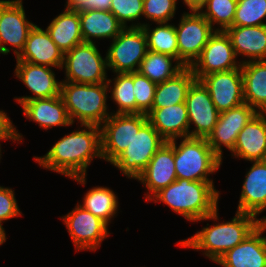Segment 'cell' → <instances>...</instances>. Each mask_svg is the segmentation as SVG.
Instances as JSON below:
<instances>
[{"mask_svg": "<svg viewBox=\"0 0 266 267\" xmlns=\"http://www.w3.org/2000/svg\"><path fill=\"white\" fill-rule=\"evenodd\" d=\"M77 127L55 141L45 155L34 156L33 160L40 167L85 186L89 166L94 159H102L100 126L78 124Z\"/></svg>", "mask_w": 266, "mask_h": 267, "instance_id": "obj_1", "label": "cell"}, {"mask_svg": "<svg viewBox=\"0 0 266 267\" xmlns=\"http://www.w3.org/2000/svg\"><path fill=\"white\" fill-rule=\"evenodd\" d=\"M218 210L219 208L196 221H213L214 225L207 223L192 236L176 242V246L201 251L202 255L216 263L223 254L240 244L262 222H266V216L257 218L253 214L237 211L231 220L221 222Z\"/></svg>", "mask_w": 266, "mask_h": 267, "instance_id": "obj_2", "label": "cell"}, {"mask_svg": "<svg viewBox=\"0 0 266 267\" xmlns=\"http://www.w3.org/2000/svg\"><path fill=\"white\" fill-rule=\"evenodd\" d=\"M214 183L177 179L157 192L149 202H162L186 221L196 223L219 208L221 191L215 188Z\"/></svg>", "mask_w": 266, "mask_h": 267, "instance_id": "obj_3", "label": "cell"}, {"mask_svg": "<svg viewBox=\"0 0 266 267\" xmlns=\"http://www.w3.org/2000/svg\"><path fill=\"white\" fill-rule=\"evenodd\" d=\"M108 94L107 82L80 84L61 81L60 95L73 124L101 126L112 114L107 104Z\"/></svg>", "mask_w": 266, "mask_h": 267, "instance_id": "obj_4", "label": "cell"}, {"mask_svg": "<svg viewBox=\"0 0 266 267\" xmlns=\"http://www.w3.org/2000/svg\"><path fill=\"white\" fill-rule=\"evenodd\" d=\"M174 139V164L177 179L214 181L211 174L218 172L222 160L213 152L206 138Z\"/></svg>", "mask_w": 266, "mask_h": 267, "instance_id": "obj_5", "label": "cell"}, {"mask_svg": "<svg viewBox=\"0 0 266 267\" xmlns=\"http://www.w3.org/2000/svg\"><path fill=\"white\" fill-rule=\"evenodd\" d=\"M64 79L80 84L107 82L108 68L106 54L103 57L96 43L83 42L64 53Z\"/></svg>", "mask_w": 266, "mask_h": 267, "instance_id": "obj_6", "label": "cell"}, {"mask_svg": "<svg viewBox=\"0 0 266 267\" xmlns=\"http://www.w3.org/2000/svg\"><path fill=\"white\" fill-rule=\"evenodd\" d=\"M166 140L147 121L135 132L127 148L110 164L128 179L136 180Z\"/></svg>", "mask_w": 266, "mask_h": 267, "instance_id": "obj_7", "label": "cell"}, {"mask_svg": "<svg viewBox=\"0 0 266 267\" xmlns=\"http://www.w3.org/2000/svg\"><path fill=\"white\" fill-rule=\"evenodd\" d=\"M147 38L142 27L124 28L107 48V68L112 73L137 72L147 52Z\"/></svg>", "mask_w": 266, "mask_h": 267, "instance_id": "obj_8", "label": "cell"}, {"mask_svg": "<svg viewBox=\"0 0 266 267\" xmlns=\"http://www.w3.org/2000/svg\"><path fill=\"white\" fill-rule=\"evenodd\" d=\"M147 121L146 114H111L100 126L102 160L111 164Z\"/></svg>", "mask_w": 266, "mask_h": 267, "instance_id": "obj_9", "label": "cell"}, {"mask_svg": "<svg viewBox=\"0 0 266 267\" xmlns=\"http://www.w3.org/2000/svg\"><path fill=\"white\" fill-rule=\"evenodd\" d=\"M175 30L178 60L185 67H191L215 30L199 11H184Z\"/></svg>", "mask_w": 266, "mask_h": 267, "instance_id": "obj_10", "label": "cell"}, {"mask_svg": "<svg viewBox=\"0 0 266 267\" xmlns=\"http://www.w3.org/2000/svg\"><path fill=\"white\" fill-rule=\"evenodd\" d=\"M66 215L60 217L72 239L75 252L94 251L99 248L109 235V226L91 212L76 203Z\"/></svg>", "mask_w": 266, "mask_h": 267, "instance_id": "obj_11", "label": "cell"}, {"mask_svg": "<svg viewBox=\"0 0 266 267\" xmlns=\"http://www.w3.org/2000/svg\"><path fill=\"white\" fill-rule=\"evenodd\" d=\"M34 25L26 16L23 0H0V54L8 55L12 49L17 58Z\"/></svg>", "mask_w": 266, "mask_h": 267, "instance_id": "obj_12", "label": "cell"}, {"mask_svg": "<svg viewBox=\"0 0 266 267\" xmlns=\"http://www.w3.org/2000/svg\"><path fill=\"white\" fill-rule=\"evenodd\" d=\"M230 38L225 31H215L209 38L199 58L190 67L196 80L210 73L239 68Z\"/></svg>", "mask_w": 266, "mask_h": 267, "instance_id": "obj_13", "label": "cell"}, {"mask_svg": "<svg viewBox=\"0 0 266 267\" xmlns=\"http://www.w3.org/2000/svg\"><path fill=\"white\" fill-rule=\"evenodd\" d=\"M185 103L189 137L207 138L218 122L220 112L213 104L208 89L200 80H195L189 87Z\"/></svg>", "mask_w": 266, "mask_h": 267, "instance_id": "obj_14", "label": "cell"}, {"mask_svg": "<svg viewBox=\"0 0 266 267\" xmlns=\"http://www.w3.org/2000/svg\"><path fill=\"white\" fill-rule=\"evenodd\" d=\"M256 113L247 103L220 113L218 122L206 139L222 162L223 147L230 153L233 151L238 134Z\"/></svg>", "mask_w": 266, "mask_h": 267, "instance_id": "obj_15", "label": "cell"}, {"mask_svg": "<svg viewBox=\"0 0 266 267\" xmlns=\"http://www.w3.org/2000/svg\"><path fill=\"white\" fill-rule=\"evenodd\" d=\"M13 73L32 94L14 97V100L20 106L29 100L50 98L60 95L61 80L56 79L57 76L53 67L25 61H16Z\"/></svg>", "mask_w": 266, "mask_h": 267, "instance_id": "obj_16", "label": "cell"}, {"mask_svg": "<svg viewBox=\"0 0 266 267\" xmlns=\"http://www.w3.org/2000/svg\"><path fill=\"white\" fill-rule=\"evenodd\" d=\"M200 81L208 89L213 104L220 113L245 103L241 66L210 73Z\"/></svg>", "mask_w": 266, "mask_h": 267, "instance_id": "obj_17", "label": "cell"}, {"mask_svg": "<svg viewBox=\"0 0 266 267\" xmlns=\"http://www.w3.org/2000/svg\"><path fill=\"white\" fill-rule=\"evenodd\" d=\"M177 180L174 164V140L165 142L154 154L142 174L136 179L145 187L144 201Z\"/></svg>", "mask_w": 266, "mask_h": 267, "instance_id": "obj_18", "label": "cell"}, {"mask_svg": "<svg viewBox=\"0 0 266 267\" xmlns=\"http://www.w3.org/2000/svg\"><path fill=\"white\" fill-rule=\"evenodd\" d=\"M265 232L266 222H262L240 244L223 254L216 264L222 267H266Z\"/></svg>", "mask_w": 266, "mask_h": 267, "instance_id": "obj_19", "label": "cell"}, {"mask_svg": "<svg viewBox=\"0 0 266 267\" xmlns=\"http://www.w3.org/2000/svg\"><path fill=\"white\" fill-rule=\"evenodd\" d=\"M15 60L53 67L61 71L64 52L57 47L46 29L35 24L29 32L24 49Z\"/></svg>", "mask_w": 266, "mask_h": 267, "instance_id": "obj_20", "label": "cell"}, {"mask_svg": "<svg viewBox=\"0 0 266 267\" xmlns=\"http://www.w3.org/2000/svg\"><path fill=\"white\" fill-rule=\"evenodd\" d=\"M237 205V212L250 213L257 218L266 211V160L250 161Z\"/></svg>", "mask_w": 266, "mask_h": 267, "instance_id": "obj_21", "label": "cell"}, {"mask_svg": "<svg viewBox=\"0 0 266 267\" xmlns=\"http://www.w3.org/2000/svg\"><path fill=\"white\" fill-rule=\"evenodd\" d=\"M230 156L245 161L266 160V112H257L240 131Z\"/></svg>", "mask_w": 266, "mask_h": 267, "instance_id": "obj_22", "label": "cell"}, {"mask_svg": "<svg viewBox=\"0 0 266 267\" xmlns=\"http://www.w3.org/2000/svg\"><path fill=\"white\" fill-rule=\"evenodd\" d=\"M21 107L24 117L30 122L37 123L43 130L73 126L61 95L29 100Z\"/></svg>", "mask_w": 266, "mask_h": 267, "instance_id": "obj_23", "label": "cell"}, {"mask_svg": "<svg viewBox=\"0 0 266 267\" xmlns=\"http://www.w3.org/2000/svg\"><path fill=\"white\" fill-rule=\"evenodd\" d=\"M241 64L266 60V25L231 26L225 30Z\"/></svg>", "mask_w": 266, "mask_h": 267, "instance_id": "obj_24", "label": "cell"}, {"mask_svg": "<svg viewBox=\"0 0 266 267\" xmlns=\"http://www.w3.org/2000/svg\"><path fill=\"white\" fill-rule=\"evenodd\" d=\"M147 120L166 142L189 137V122L186 103L164 108H151Z\"/></svg>", "mask_w": 266, "mask_h": 267, "instance_id": "obj_25", "label": "cell"}, {"mask_svg": "<svg viewBox=\"0 0 266 267\" xmlns=\"http://www.w3.org/2000/svg\"><path fill=\"white\" fill-rule=\"evenodd\" d=\"M79 18L84 42L95 43V39L112 41L125 28L111 11H79Z\"/></svg>", "mask_w": 266, "mask_h": 267, "instance_id": "obj_26", "label": "cell"}, {"mask_svg": "<svg viewBox=\"0 0 266 267\" xmlns=\"http://www.w3.org/2000/svg\"><path fill=\"white\" fill-rule=\"evenodd\" d=\"M244 101L257 112H266V60L241 64Z\"/></svg>", "mask_w": 266, "mask_h": 267, "instance_id": "obj_27", "label": "cell"}, {"mask_svg": "<svg viewBox=\"0 0 266 267\" xmlns=\"http://www.w3.org/2000/svg\"><path fill=\"white\" fill-rule=\"evenodd\" d=\"M57 47L64 53L83 43L79 10H66L59 13L45 28Z\"/></svg>", "mask_w": 266, "mask_h": 267, "instance_id": "obj_28", "label": "cell"}, {"mask_svg": "<svg viewBox=\"0 0 266 267\" xmlns=\"http://www.w3.org/2000/svg\"><path fill=\"white\" fill-rule=\"evenodd\" d=\"M195 80L192 69L185 67L175 77L157 84L152 108L185 103L189 87Z\"/></svg>", "mask_w": 266, "mask_h": 267, "instance_id": "obj_29", "label": "cell"}, {"mask_svg": "<svg viewBox=\"0 0 266 267\" xmlns=\"http://www.w3.org/2000/svg\"><path fill=\"white\" fill-rule=\"evenodd\" d=\"M83 209L103 220L108 226L119 213L118 196L112 188L95 186L87 190L82 201L77 202Z\"/></svg>", "mask_w": 266, "mask_h": 267, "instance_id": "obj_30", "label": "cell"}, {"mask_svg": "<svg viewBox=\"0 0 266 267\" xmlns=\"http://www.w3.org/2000/svg\"><path fill=\"white\" fill-rule=\"evenodd\" d=\"M185 66L175 57L147 50L138 72L155 84L175 77Z\"/></svg>", "mask_w": 266, "mask_h": 267, "instance_id": "obj_31", "label": "cell"}, {"mask_svg": "<svg viewBox=\"0 0 266 267\" xmlns=\"http://www.w3.org/2000/svg\"><path fill=\"white\" fill-rule=\"evenodd\" d=\"M108 78L107 84L111 100L116 105V111L112 114H136V99L133 94V72L116 73Z\"/></svg>", "mask_w": 266, "mask_h": 267, "instance_id": "obj_32", "label": "cell"}, {"mask_svg": "<svg viewBox=\"0 0 266 267\" xmlns=\"http://www.w3.org/2000/svg\"><path fill=\"white\" fill-rule=\"evenodd\" d=\"M173 24V25H172ZM143 25L147 38V49L153 52L168 54L178 59V43L174 23H156Z\"/></svg>", "mask_w": 266, "mask_h": 267, "instance_id": "obj_33", "label": "cell"}, {"mask_svg": "<svg viewBox=\"0 0 266 267\" xmlns=\"http://www.w3.org/2000/svg\"><path fill=\"white\" fill-rule=\"evenodd\" d=\"M236 6L237 0H206L199 12L215 31H225L233 24Z\"/></svg>", "mask_w": 266, "mask_h": 267, "instance_id": "obj_34", "label": "cell"}, {"mask_svg": "<svg viewBox=\"0 0 266 267\" xmlns=\"http://www.w3.org/2000/svg\"><path fill=\"white\" fill-rule=\"evenodd\" d=\"M265 20L266 0H237L232 26L266 25Z\"/></svg>", "mask_w": 266, "mask_h": 267, "instance_id": "obj_35", "label": "cell"}, {"mask_svg": "<svg viewBox=\"0 0 266 267\" xmlns=\"http://www.w3.org/2000/svg\"><path fill=\"white\" fill-rule=\"evenodd\" d=\"M178 0H143V25L169 23L175 19ZM147 19V20H146ZM148 21V23H147Z\"/></svg>", "mask_w": 266, "mask_h": 267, "instance_id": "obj_36", "label": "cell"}, {"mask_svg": "<svg viewBox=\"0 0 266 267\" xmlns=\"http://www.w3.org/2000/svg\"><path fill=\"white\" fill-rule=\"evenodd\" d=\"M110 11L125 28L143 26V0H112Z\"/></svg>", "mask_w": 266, "mask_h": 267, "instance_id": "obj_37", "label": "cell"}, {"mask_svg": "<svg viewBox=\"0 0 266 267\" xmlns=\"http://www.w3.org/2000/svg\"><path fill=\"white\" fill-rule=\"evenodd\" d=\"M133 94L136 99V114H147L153 105L157 84L138 71L133 72Z\"/></svg>", "mask_w": 266, "mask_h": 267, "instance_id": "obj_38", "label": "cell"}, {"mask_svg": "<svg viewBox=\"0 0 266 267\" xmlns=\"http://www.w3.org/2000/svg\"><path fill=\"white\" fill-rule=\"evenodd\" d=\"M15 192L10 187L0 185V223L3 224L9 219L20 217L22 214L18 206Z\"/></svg>", "mask_w": 266, "mask_h": 267, "instance_id": "obj_39", "label": "cell"}, {"mask_svg": "<svg viewBox=\"0 0 266 267\" xmlns=\"http://www.w3.org/2000/svg\"><path fill=\"white\" fill-rule=\"evenodd\" d=\"M19 130L13 124L11 118L7 115V112L0 109V141L11 140L13 143L22 144L24 136L22 133L18 132ZM0 142V150L2 151V144Z\"/></svg>", "mask_w": 266, "mask_h": 267, "instance_id": "obj_40", "label": "cell"}, {"mask_svg": "<svg viewBox=\"0 0 266 267\" xmlns=\"http://www.w3.org/2000/svg\"><path fill=\"white\" fill-rule=\"evenodd\" d=\"M64 9L66 10H90V0H65Z\"/></svg>", "mask_w": 266, "mask_h": 267, "instance_id": "obj_41", "label": "cell"}, {"mask_svg": "<svg viewBox=\"0 0 266 267\" xmlns=\"http://www.w3.org/2000/svg\"><path fill=\"white\" fill-rule=\"evenodd\" d=\"M112 0H90V10L110 11Z\"/></svg>", "mask_w": 266, "mask_h": 267, "instance_id": "obj_42", "label": "cell"}, {"mask_svg": "<svg viewBox=\"0 0 266 267\" xmlns=\"http://www.w3.org/2000/svg\"><path fill=\"white\" fill-rule=\"evenodd\" d=\"M206 0H183V4L187 6L188 11H199Z\"/></svg>", "mask_w": 266, "mask_h": 267, "instance_id": "obj_43", "label": "cell"}, {"mask_svg": "<svg viewBox=\"0 0 266 267\" xmlns=\"http://www.w3.org/2000/svg\"><path fill=\"white\" fill-rule=\"evenodd\" d=\"M7 241L6 231L3 225L0 223V246L5 244Z\"/></svg>", "mask_w": 266, "mask_h": 267, "instance_id": "obj_44", "label": "cell"}, {"mask_svg": "<svg viewBox=\"0 0 266 267\" xmlns=\"http://www.w3.org/2000/svg\"><path fill=\"white\" fill-rule=\"evenodd\" d=\"M1 156H3V155H2V151L0 150V163H1V159H2Z\"/></svg>", "mask_w": 266, "mask_h": 267, "instance_id": "obj_45", "label": "cell"}]
</instances>
